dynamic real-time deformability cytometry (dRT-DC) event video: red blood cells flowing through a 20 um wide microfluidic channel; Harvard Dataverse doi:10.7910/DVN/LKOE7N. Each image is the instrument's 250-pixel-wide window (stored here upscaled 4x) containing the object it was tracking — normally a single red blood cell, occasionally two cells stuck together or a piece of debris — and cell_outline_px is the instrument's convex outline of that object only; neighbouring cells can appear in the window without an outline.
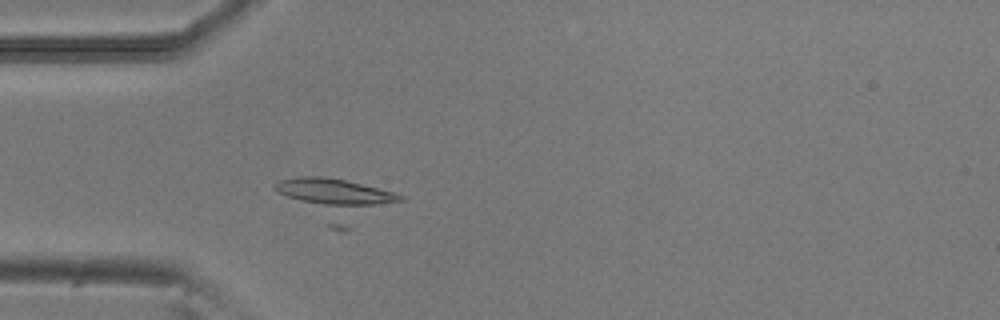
{"species": "common noctule bat (a hibernating species)", "species_latin": "Nyctalus noctula", "temperature_condition": "room temperature", "stored_images_in_passage": 4, "camera_frame_rate_fps": 3000, "um_per_image_px": 0.085, "animal": {"sex": "male", "body_mass_g": 20.5, "forearm_length_mm": 52.5}, "frame": {"image": 1, "passage_image": 4, "time_ms": 1.0, "image_size_px": [1000, 320], "cell_outline_px": [[404, 200], [344, 232], [340, 232], [332, 228], [272, 188], [272, 184], [280, 180], [300, 176], [320, 176], [344, 180], [392, 192], [404, 196]], "centroid_in_image_um": [28.63, 16.98], "position_along_channel_um": 56.4, "area_um2": 29.94}}